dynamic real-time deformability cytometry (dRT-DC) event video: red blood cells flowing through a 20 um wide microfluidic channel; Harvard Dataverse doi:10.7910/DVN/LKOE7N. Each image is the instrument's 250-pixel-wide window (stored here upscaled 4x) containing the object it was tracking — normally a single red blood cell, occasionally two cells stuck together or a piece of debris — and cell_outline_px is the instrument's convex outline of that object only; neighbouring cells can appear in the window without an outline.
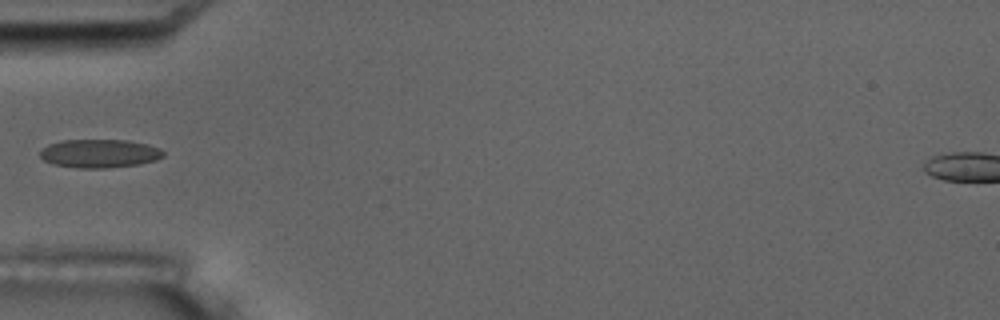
{"species": "common noctule bat (a hibernating species)", "species_latin": "Nyctalus noctula", "temperature_condition": "room temperature", "stored_images_in_passage": 7, "camera_frame_rate_fps": 3000, "um_per_image_px": 0.085, "animal": {"sex": "male", "body_mass_g": 17.5, "forearm_length_mm": 52.3}, "frame": {"image": 1, "passage_image": 3, "time_ms": 2.333, "image_size_px": [1000, 320], "cell_outline_px": [[164, 156], [156, 160], [140, 164], [108, 168], [76, 168], [52, 164], [44, 160], [40, 156], [40, 148], [48, 144], [64, 140], [128, 140], [148, 144], [160, 148], [164, 152]], "centroid_in_image_um": [8.45, 13.05], "position_along_channel_um": 76.5, "area_um2": 20.69}}
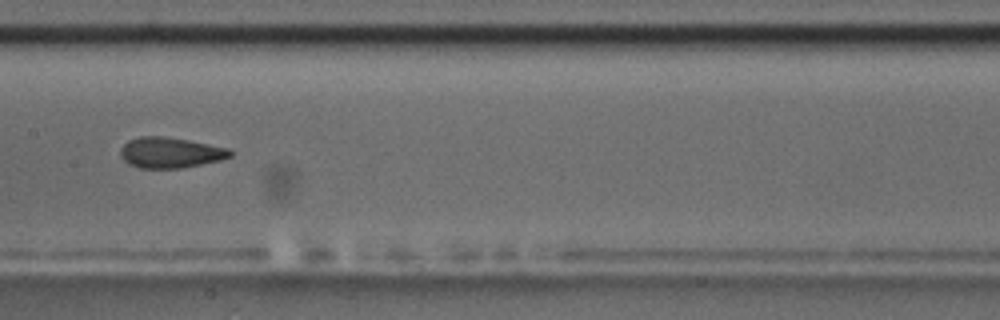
{"frame": {"image": 2, "passage_image": 6, "time_ms": 5.667, "image_size_px": [1000, 320], "cell_outline_px": [[232, 156], [220, 160], [180, 168], [140, 168], [128, 164], [120, 156], [120, 148], [128, 140], [140, 136], [164, 136], [188, 140], [228, 148], [232, 152]], "centroid_in_image_um": [14.44, 12.97], "position_along_channel_um": 193.0, "area_um2": 19.54}}